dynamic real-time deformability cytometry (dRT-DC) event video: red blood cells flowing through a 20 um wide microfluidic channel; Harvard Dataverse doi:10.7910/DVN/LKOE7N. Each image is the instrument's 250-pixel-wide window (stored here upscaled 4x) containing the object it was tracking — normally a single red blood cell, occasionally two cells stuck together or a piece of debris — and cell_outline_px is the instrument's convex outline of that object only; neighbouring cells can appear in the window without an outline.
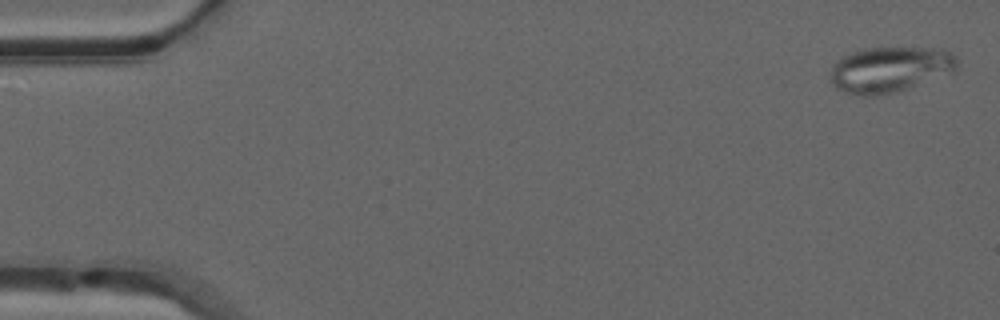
{"species": "common noctule bat (a hibernating species)", "species_latin": "Nyctalus noctula", "temperature_condition": "warm", "stored_images_in_passage": 8, "camera_frame_rate_fps": 3000, "um_per_image_px": 0.085, "animal": {"sex": "male", "forearm_length_mm": 52.5}, "frame": {"image": 1, "passage_image": 2, "time_ms": 0.333, "image_size_px": [1000, 320], "cell_outline_px": [[956, 72], [892, 92], [872, 96], [864, 96], [848, 92], [836, 88], [828, 80], [832, 64], [836, 60], [852, 52], [864, 48], [932, 48], [948, 52], [956, 56]], "centroid_in_image_um": [75.59, 5.9], "position_along_channel_um": 9.4, "area_um2": 33.41}}